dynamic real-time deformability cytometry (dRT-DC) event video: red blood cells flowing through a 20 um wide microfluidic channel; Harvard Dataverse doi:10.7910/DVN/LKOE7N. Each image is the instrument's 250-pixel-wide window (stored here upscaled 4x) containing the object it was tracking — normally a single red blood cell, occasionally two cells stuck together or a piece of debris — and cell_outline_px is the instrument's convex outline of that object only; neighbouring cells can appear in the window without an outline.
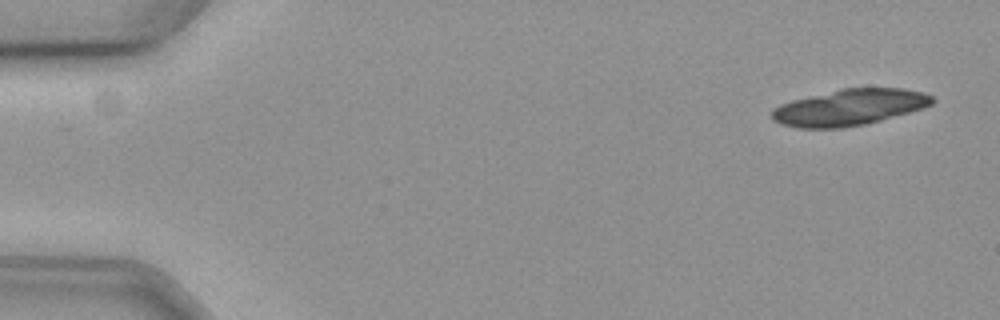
{"species": "common noctule bat (a hibernating species)", "species_latin": "Nyctalus noctula", "temperature_condition": "cold", "stored_images_in_passage": 20, "camera_frame_rate_fps": 3000, "um_per_image_px": 0.085, "animal": {"sex": "female", "body_mass_g": 19.3, "forearm_length_mm": 54.1}, "frame": {"image": 1, "passage_image": 2, "time_ms": 0.333, "image_size_px": [1000, 320], "cell_outline_px": [[936, 100], [932, 104], [908, 112], [880, 120], [864, 124], [844, 128], [796, 128], [780, 124], [772, 120], [772, 108], [780, 104], [792, 100], [840, 88], [904, 88], [924, 92], [932, 96]], "centroid_in_image_um": [72.16, 9.12], "position_along_channel_um": 12.8, "area_um2": 33.93}}